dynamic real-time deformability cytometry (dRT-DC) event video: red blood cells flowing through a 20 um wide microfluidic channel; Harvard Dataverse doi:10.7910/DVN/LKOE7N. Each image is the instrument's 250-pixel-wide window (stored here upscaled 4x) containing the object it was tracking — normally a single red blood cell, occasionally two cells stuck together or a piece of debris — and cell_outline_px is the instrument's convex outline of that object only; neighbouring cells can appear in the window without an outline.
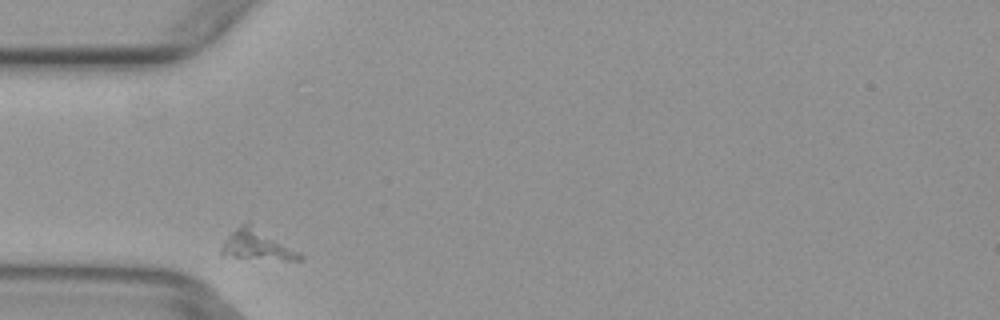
{"species": "common noctule bat (a hibernating species)", "species_latin": "Nyctalus noctula", "temperature_condition": "warm", "stored_images_in_passage": 2, "camera_frame_rate_fps": 3000, "um_per_image_px": 0.085, "animal": {"sex": "female", "body_mass_g": 29.2, "forearm_length_mm": 56.3}, "frame": {"image": 1, "passage_image": 1, "time_ms": 0.0, "image_size_px": [1000, 320], "cell_outline_px": [[304, 260], [284, 260], [220, 256], [220, 248], [228, 236], [240, 224], [248, 220], [300, 252], [304, 256]], "centroid_in_image_um": [21.86, 20.81], "position_along_channel_um": 63.1, "area_um2": 14.1}}
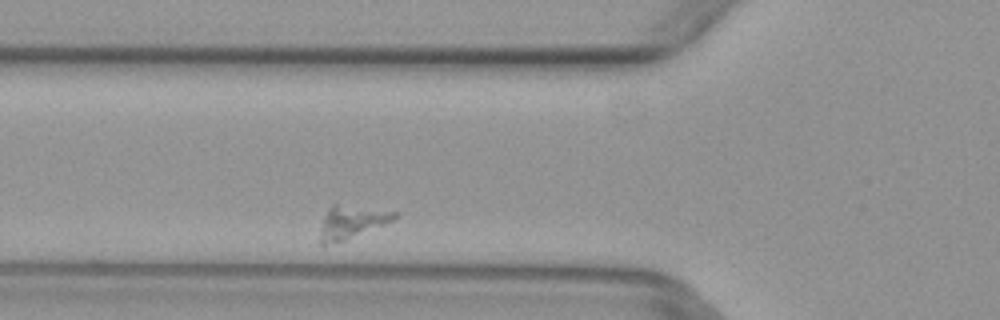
{"frame": {"image": 2, "passage_image": 2, "time_ms": 0.333, "image_size_px": [1000, 320], "cell_outline_px": [[396, 216], [392, 220], [384, 224], [344, 240], [324, 244], [320, 244], [320, 232], [324, 216], [328, 208], [332, 204], [336, 204], [396, 212]], "centroid_in_image_um": [29.82, 18.87], "position_along_channel_um": 96.0, "area_um2": 13.58}}